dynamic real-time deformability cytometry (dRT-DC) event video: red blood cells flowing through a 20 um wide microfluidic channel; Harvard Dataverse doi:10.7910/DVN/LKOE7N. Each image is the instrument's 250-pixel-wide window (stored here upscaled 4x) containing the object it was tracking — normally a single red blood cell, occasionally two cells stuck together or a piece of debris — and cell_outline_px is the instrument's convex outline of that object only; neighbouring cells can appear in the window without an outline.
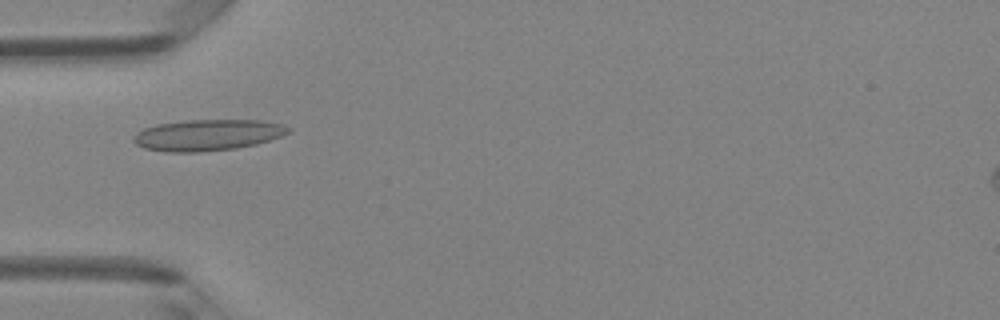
{"species": "Egyptian fruit bat (a non-hibernating species)", "species_latin": "Rousettus aegyptiacus", "temperature_condition": "room temperature", "stored_images_in_passage": 5, "camera_frame_rate_fps": 3000, "um_per_image_px": 0.085, "animal": {"sex": "female"}, "frame": {"image": 1, "passage_image": 4, "time_ms": 1.0, "image_size_px": [1000, 320], "cell_outline_px": [[292, 132], [256, 144], [236, 148], [196, 152], [164, 152], [144, 148], [136, 144], [132, 140], [132, 136], [136, 132], [144, 128], [156, 124], [188, 120], [260, 120], [280, 124], [292, 128]], "centroid_in_image_um": [17.61, 11.47], "position_along_channel_um": 67.4, "area_um2": 28.21}}
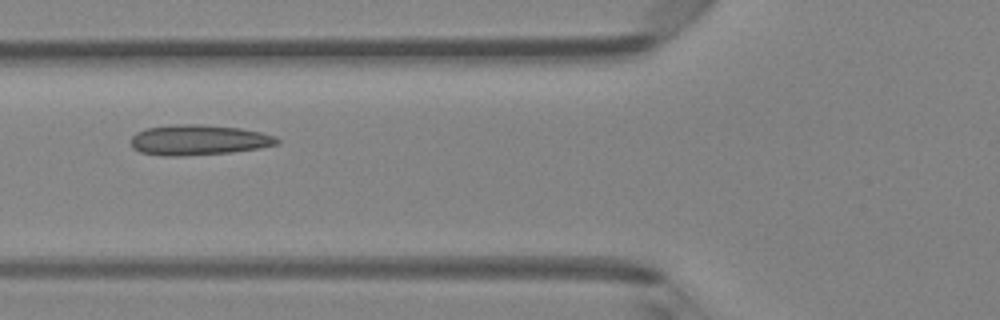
{"frame": {"image": 2, "passage_image": 5, "time_ms": 1.333, "image_size_px": [1000, 320], "cell_outline_px": [[280, 144], [260, 148], [232, 152], [184, 156], [164, 156], [140, 152], [132, 148], [132, 136], [136, 132], [148, 128], [176, 124], [200, 124], [240, 128], [260, 132], [276, 136], [280, 140]], "centroid_in_image_um": [16.91, 11.9], "position_along_channel_um": 108.9, "area_um2": 25.95}}